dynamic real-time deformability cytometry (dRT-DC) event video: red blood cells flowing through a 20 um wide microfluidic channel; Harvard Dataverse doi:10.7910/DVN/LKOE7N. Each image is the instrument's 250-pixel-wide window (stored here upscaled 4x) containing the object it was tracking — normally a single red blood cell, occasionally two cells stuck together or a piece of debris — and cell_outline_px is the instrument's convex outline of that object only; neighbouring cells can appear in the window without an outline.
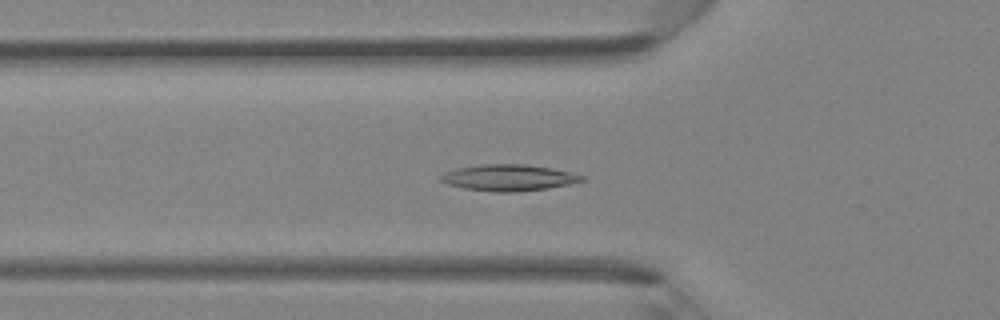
{"species": "Egyptian fruit bat (a non-hibernating species)", "species_latin": "Rousettus aegyptiacus", "temperature_condition": "room temperature", "stored_images_in_passage": 47, "camera_frame_rate_fps": 3000, "um_per_image_px": 0.085, "animal": {"sex": "female"}, "frame": {"image": 1, "passage_image": 17, "time_ms": 5.333, "image_size_px": [1000, 320], "cell_outline_px": [[588, 180], [548, 188], [516, 192], [492, 192], [464, 188], [448, 184], [440, 180], [440, 176], [444, 172], [456, 168], [480, 164], [524, 164], [552, 168], [572, 172], [584, 176]], "centroid_in_image_um": [43.25, 15.1], "position_along_channel_um": 82.5, "area_um2": 21.79}}
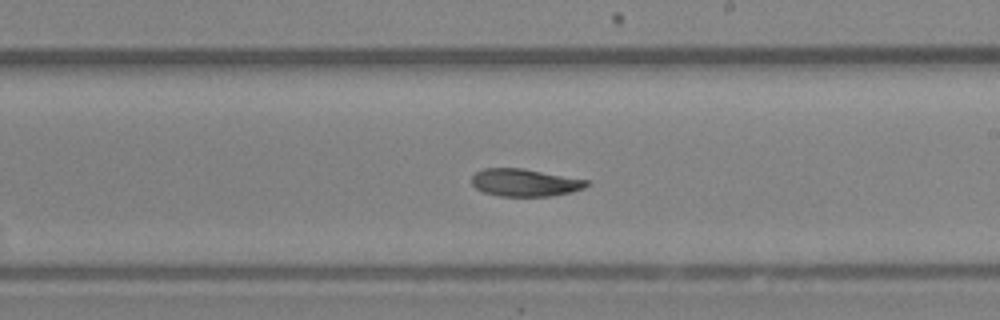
{"frame": {"image": 2, "passage_image": 28, "time_ms": 9.0, "image_size_px": [1000, 320], "cell_outline_px": [[588, 184], [584, 188], [572, 192], [552, 196], [500, 196], [484, 192], [476, 188], [472, 184], [472, 176], [476, 172], [484, 168], [520, 168], [588, 180]], "centroid_in_image_um": [44.6, 15.52], "position_along_channel_um": 244.4, "area_um2": 18.26}}
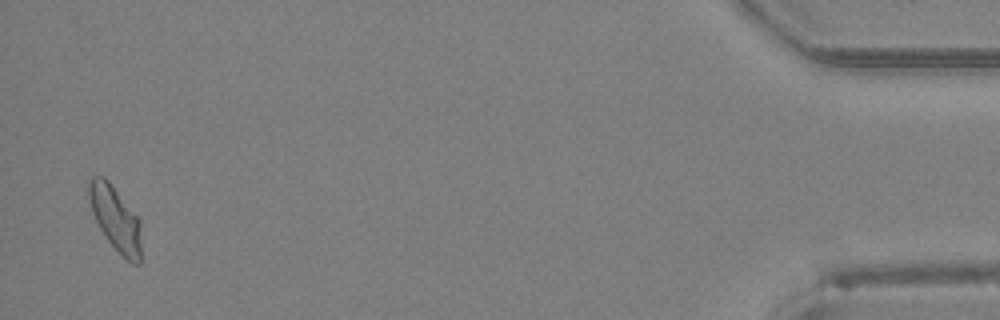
{"frame": {"image": 3, "passage_image": 46, "time_ms": 15.0, "image_size_px": [1000, 320], "cell_outline_px": [[140, 264], [132, 264], [108, 240], [100, 228], [92, 212], [88, 200], [88, 180], [92, 176], [104, 176], [108, 180], [140, 220]], "centroid_in_image_um": [9.79, 18.53], "position_along_channel_um": 425.4, "area_um2": 19.36}}